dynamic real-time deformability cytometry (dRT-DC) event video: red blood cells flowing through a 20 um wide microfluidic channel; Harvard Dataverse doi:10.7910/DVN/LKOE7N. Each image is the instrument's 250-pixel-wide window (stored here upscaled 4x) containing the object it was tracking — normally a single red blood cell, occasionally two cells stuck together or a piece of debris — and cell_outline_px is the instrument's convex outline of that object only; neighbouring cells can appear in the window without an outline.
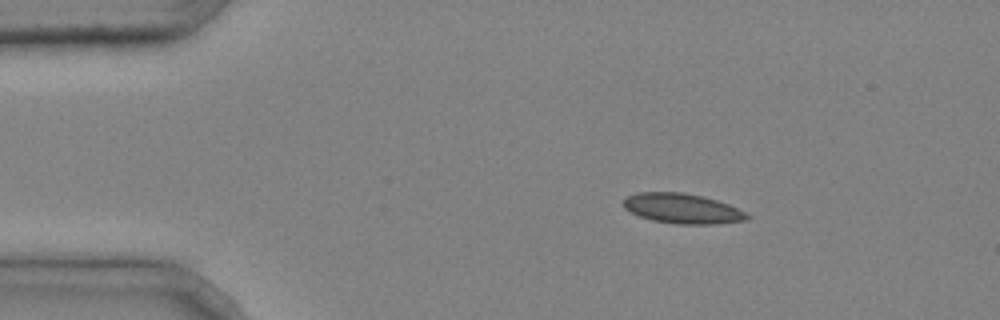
{"species": "common noctule bat (a hibernating species)", "species_latin": "Nyctalus noctula", "temperature_condition": "cold", "stored_images_in_passage": 3, "camera_frame_rate_fps": 3000, "um_per_image_px": 0.085, "animal": {"sex": "male", "body_mass_g": 20.4}, "frame": {"image": 1, "passage_image": 2, "time_ms": 0.333, "image_size_px": [1000, 320], "cell_outline_px": [[752, 216], [748, 220], [716, 224], [676, 224], [652, 220], [640, 216], [624, 208], [624, 200], [628, 196], [636, 192], [684, 192], [704, 196], [728, 204]], "centroid_in_image_um": [58.02, 17.72], "position_along_channel_um": 27.0, "area_um2": 21.62}}